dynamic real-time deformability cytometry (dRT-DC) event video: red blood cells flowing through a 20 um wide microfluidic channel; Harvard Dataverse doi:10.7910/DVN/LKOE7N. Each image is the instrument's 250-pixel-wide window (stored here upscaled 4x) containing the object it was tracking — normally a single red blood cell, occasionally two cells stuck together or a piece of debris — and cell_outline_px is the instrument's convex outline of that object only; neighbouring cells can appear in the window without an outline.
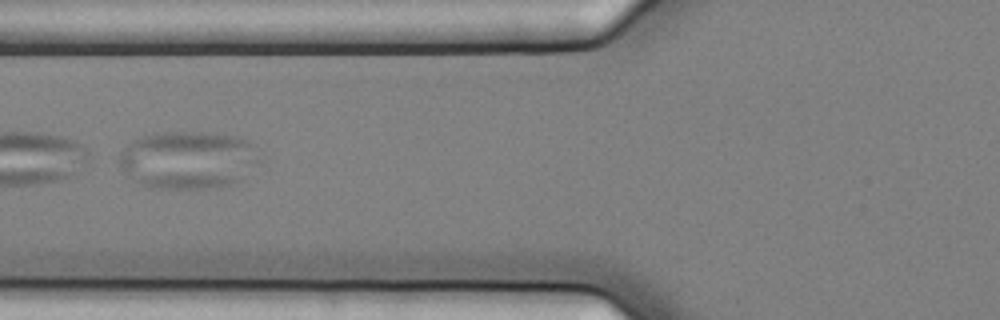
{"species": "common noctule bat (a hibernating species)", "species_latin": "Nyctalus noctula", "temperature_condition": "cold", "stored_images_in_passage": 13, "camera_frame_rate_fps": 3000, "um_per_image_px": 0.085, "animal": {"sex": "female", "body_mass_g": 25.1}, "frame": {"image": 1, "passage_image": 4, "time_ms": 1.0, "image_size_px": [1000, 320], "cell_outline_px": [[260, 160], [240, 180], [228, 184], [200, 188], [148, 188], [128, 176], [120, 164], [120, 152], [132, 140], [156, 132], [204, 132], [236, 136], [248, 140], [256, 144], [260, 148]], "centroid_in_image_um": [16.02, 13.56], "position_along_channel_um": 109.8, "area_um2": 47.34}}
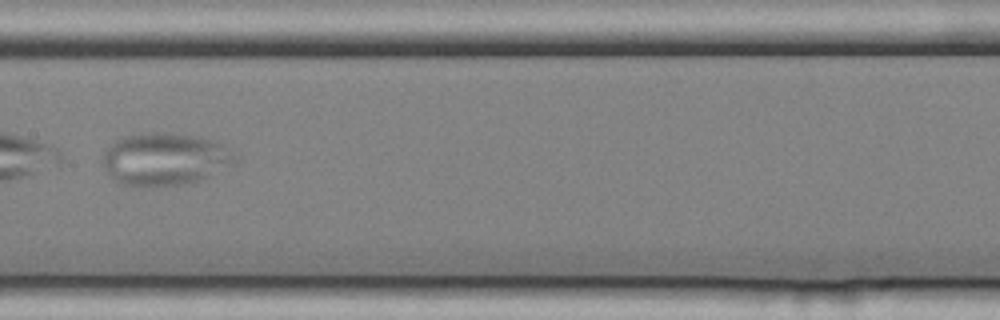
{"frame": {"image": 2, "passage_image": 6, "time_ms": 1.667, "image_size_px": [1000, 320], "cell_outline_px": [[240, 156], [236, 160], [208, 176], [200, 180], [180, 184], [120, 184], [104, 168], [104, 152], [120, 136], [152, 132], [168, 132], [196, 136], [212, 140], [240, 152]], "centroid_in_image_um": [14.06, 13.46], "position_along_channel_um": 193.3, "area_um2": 39.77}}
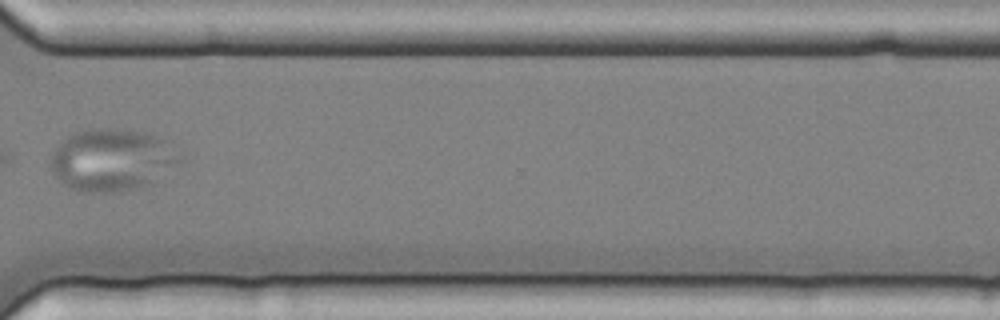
{"frame": {"image": 3, "passage_image": 10, "time_ms": 3.0, "image_size_px": [1000, 320], "cell_outline_px": [[184, 160], [152, 184], [144, 188], [120, 192], [80, 192], [68, 188], [52, 172], [52, 152], [72, 132], [88, 128], [120, 128], [144, 132], [156, 136], [164, 140], [184, 156]], "centroid_in_image_um": [9.57, 13.6], "position_along_channel_um": 361.0, "area_um2": 47.57}}